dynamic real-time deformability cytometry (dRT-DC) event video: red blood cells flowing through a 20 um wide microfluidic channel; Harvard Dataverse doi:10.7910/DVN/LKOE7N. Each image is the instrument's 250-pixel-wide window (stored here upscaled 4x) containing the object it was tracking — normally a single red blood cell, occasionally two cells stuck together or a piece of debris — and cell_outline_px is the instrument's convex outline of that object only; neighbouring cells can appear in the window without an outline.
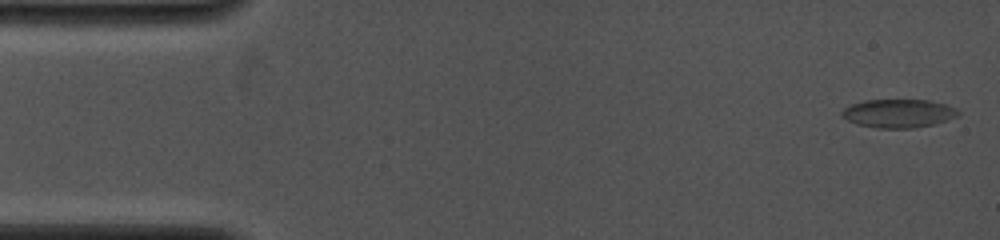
{"species": "common noctule bat (a hibernating species)", "species_latin": "Nyctalus noctula", "temperature_condition": "cold", "stored_images_in_passage": 41, "camera_frame_rate_fps": 4000, "um_per_image_px": 0.085, "animal": {"sex": "female", "body_mass_g": 19.0, "forearm_length_mm": 53.3}, "frame": {"image": 1, "passage_image": 1, "time_ms": 0.0, "image_size_px": [1000, 240], "cell_outline_px": [[960, 112], [956, 116], [932, 124], [912, 128], [876, 128], [856, 124], [840, 116], [840, 112], [844, 108], [852, 104], [864, 100], [928, 100], [944, 104], [956, 108]], "centroid_in_image_um": [76.3, 9.63], "position_along_channel_um": 8.7, "area_um2": 19.13}}
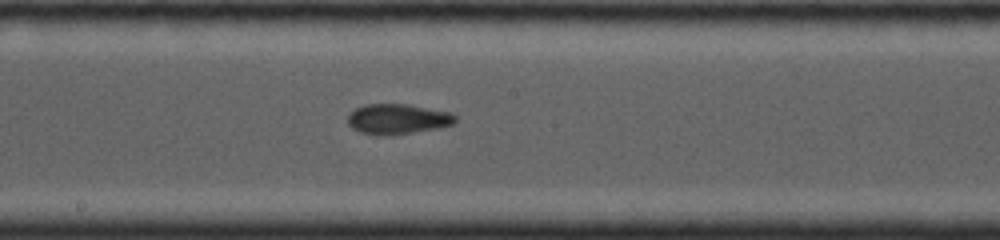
{"frame": {"image": 2, "passage_image": 19, "time_ms": 7.75, "image_size_px": [1000, 240], "cell_outline_px": [[456, 120], [452, 124], [440, 128], [388, 136], [360, 132], [352, 128], [348, 124], [348, 116], [356, 108], [364, 104], [408, 104], [452, 112], [456, 116]], "centroid_in_image_um": [33.82, 10.11], "position_along_channel_um": 214.4, "area_um2": 19.02}}
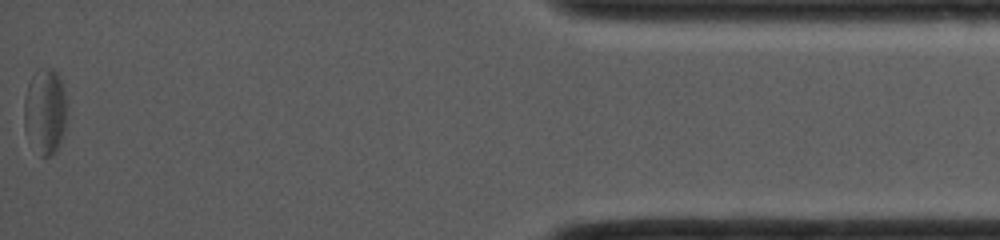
{"frame": {"image": 3, "passage_image": 40, "time_ms": 14.5, "image_size_px": [1000, 240], "cell_outline_px": [[64, 132], [60, 144], [56, 152], [48, 156], [40, 156], [28, 140], [24, 128], [24, 100], [28, 84], [36, 68], [52, 68], [60, 76], [64, 88]], "centroid_in_image_um": [3.8, 9.46], "position_along_channel_um": 431.4, "area_um2": 21.44}}